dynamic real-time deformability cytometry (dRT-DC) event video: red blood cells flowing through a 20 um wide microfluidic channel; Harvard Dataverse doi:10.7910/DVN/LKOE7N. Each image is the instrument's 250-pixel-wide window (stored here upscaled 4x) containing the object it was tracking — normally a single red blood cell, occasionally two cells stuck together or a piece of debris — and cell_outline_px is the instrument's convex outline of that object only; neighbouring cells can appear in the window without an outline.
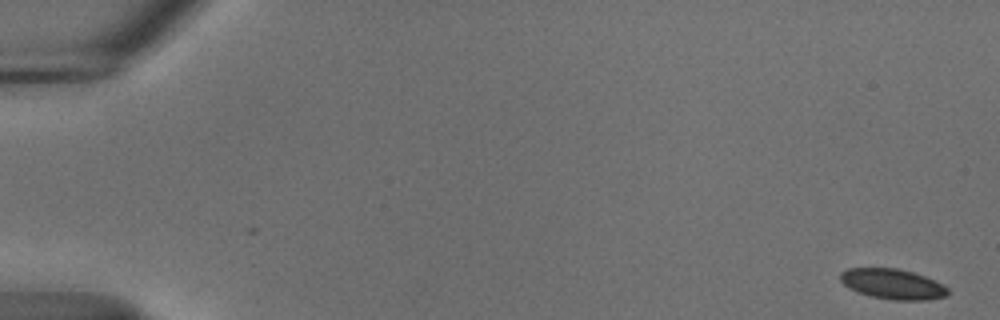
{"species": "common noctule bat (a hibernating species)", "species_latin": "Nyctalus noctula", "temperature_condition": "cold", "stored_images_in_passage": 55, "camera_frame_rate_fps": 3000, "um_per_image_px": 0.085, "animal": {"sex": "male", "body_mass_g": 18.8}, "frame": {"image": 1, "passage_image": 1, "time_ms": 0.0, "image_size_px": [1000, 320], "cell_outline_px": [[948, 292], [944, 296], [928, 300], [896, 300], [872, 296], [856, 292], [848, 288], [840, 280], [840, 272], [848, 268], [896, 268], [912, 272], [924, 276], [948, 288]], "centroid_in_image_um": [75.82, 24.14], "position_along_channel_um": 9.2, "area_um2": 18.73}}
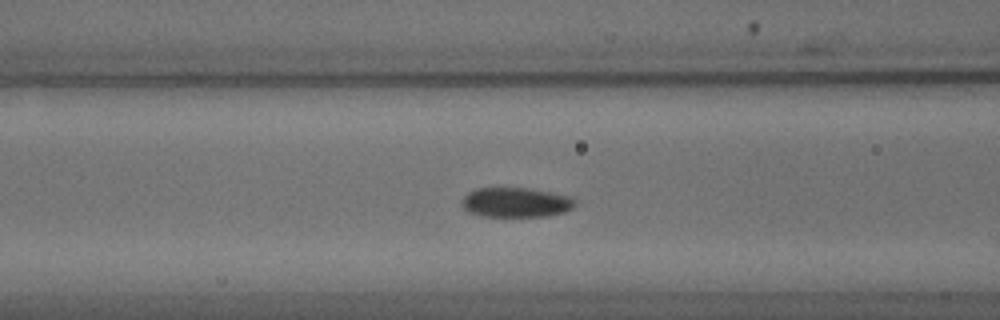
{"frame": {"image": 2, "passage_image": 23, "time_ms": 7.333, "image_size_px": [1000, 320], "cell_outline_px": [[576, 204], [572, 208], [564, 212], [544, 216], [480, 216], [468, 212], [464, 208], [464, 196], [468, 192], [476, 188], [532, 188], [572, 196], [576, 200]], "centroid_in_image_um": [43.89, 17.19], "position_along_channel_um": 122.7, "area_um2": 19.65}}
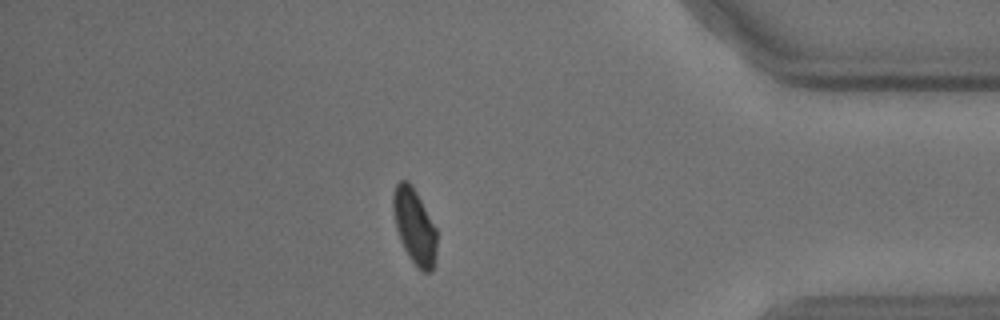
{"frame": {"image": 3, "passage_image": 48, "time_ms": 15.667, "image_size_px": [1000, 320], "cell_outline_px": [[436, 248], [432, 272], [420, 272], [416, 268], [408, 256], [400, 240], [396, 228], [392, 208], [392, 196], [396, 184], [400, 180], [408, 180], [412, 184], [436, 228]], "centroid_in_image_um": [35.21, 19.24], "position_along_channel_um": 400.0, "area_um2": 19.31}, "authors_computed_cell_mechanics": {"area_um2": 19.652, "velocity_mm_per_s": 3.6779, "shape_relaxation_time_tau1_ms": 2.9375, "shape_relaxation_time_tau2_ms": null, "deformation_change_tau1": 0.0805, "deformation_change_tau2": null}}